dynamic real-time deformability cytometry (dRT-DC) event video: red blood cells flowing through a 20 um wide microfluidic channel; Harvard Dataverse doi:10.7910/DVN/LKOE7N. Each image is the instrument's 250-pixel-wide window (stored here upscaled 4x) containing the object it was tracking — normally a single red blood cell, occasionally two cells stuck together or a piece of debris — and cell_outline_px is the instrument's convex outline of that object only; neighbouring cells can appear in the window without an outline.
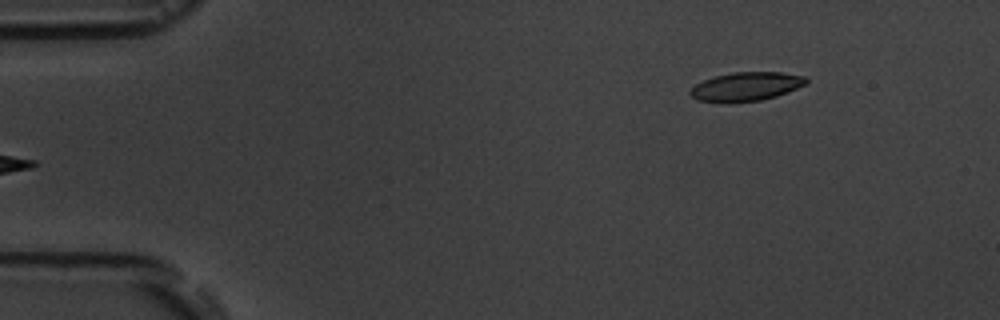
{"species": "common noctule bat (a hibernating species)", "species_latin": "Nyctalus noctula", "temperature_condition": "room temperature", "stored_images_in_passage": 5, "camera_frame_rate_fps": 3000, "um_per_image_px": 0.085, "animal": {"sex": "male", "body_mass_g": 19.5, "forearm_length_mm": 54.6}, "frame": {"image": 1, "passage_image": 5, "time_ms": 4.333, "image_size_px": [1000, 320], "cell_outline_px": [[808, 84], [788, 92], [776, 96], [760, 100], [728, 104], [724, 104], [696, 100], [688, 92], [696, 84], [704, 80], [716, 76], [732, 72], [780, 72], [808, 76]], "centroid_in_image_um": [63.44, 7.37], "position_along_channel_um": 21.6, "area_um2": 19.88}}